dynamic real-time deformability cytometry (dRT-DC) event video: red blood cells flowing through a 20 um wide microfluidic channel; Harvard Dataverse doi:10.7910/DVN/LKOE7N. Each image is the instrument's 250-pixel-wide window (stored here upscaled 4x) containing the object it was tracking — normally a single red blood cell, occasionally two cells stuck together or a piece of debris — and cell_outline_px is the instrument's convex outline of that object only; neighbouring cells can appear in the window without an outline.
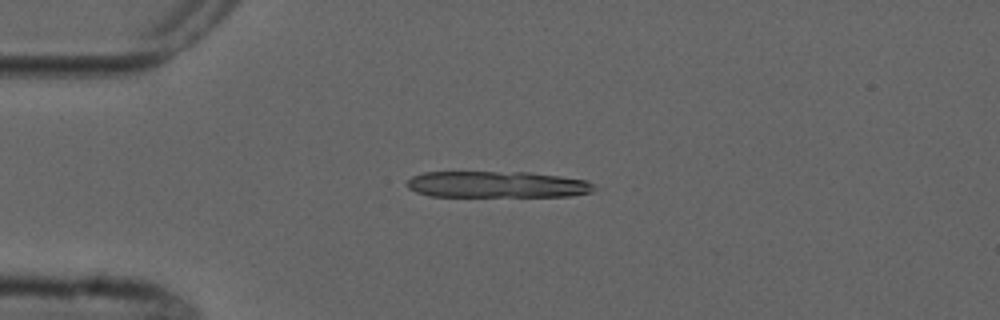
{"species": "common noctule bat (a hibernating species)", "species_latin": "Nyctalus noctula", "temperature_condition": "cold", "stored_images_in_passage": 4, "camera_frame_rate_fps": 3000, "um_per_image_px": 0.085, "animal": {"sex": "male", "forearm_length_mm": 52.5}, "frame": {"image": 1, "passage_image": 2, "time_ms": 1.667, "image_size_px": [1000, 320], "cell_outline_px": [[604, 188], [592, 192], [568, 196], [428, 196], [416, 192], [408, 188], [404, 184], [412, 176], [424, 172], [528, 172], [560, 176], [588, 180]], "centroid_in_image_um": [42.32, 15.68], "position_along_channel_um": 42.7, "area_um2": 29.3}}